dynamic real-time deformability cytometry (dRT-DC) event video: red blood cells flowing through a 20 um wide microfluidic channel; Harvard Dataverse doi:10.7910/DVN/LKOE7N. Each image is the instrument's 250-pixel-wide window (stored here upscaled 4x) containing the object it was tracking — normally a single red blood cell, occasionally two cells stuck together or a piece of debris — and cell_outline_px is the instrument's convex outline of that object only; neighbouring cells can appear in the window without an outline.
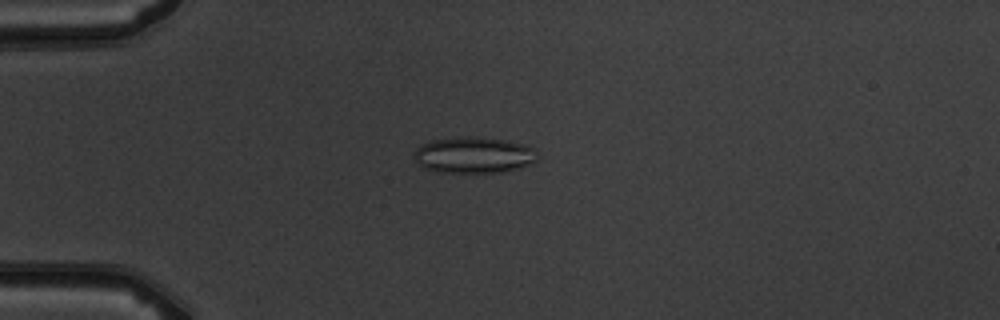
{"species": "common noctule bat (a hibernating species)", "species_latin": "Nyctalus noctula", "temperature_condition": "warm", "stored_images_in_passage": 3, "camera_frame_rate_fps": 3000, "um_per_image_px": 0.085, "animal": {"sex": "male", "body_mass_g": 19.5, "forearm_length_mm": 54.6}, "frame": {"image": 1, "passage_image": 2, "time_ms": 1.0, "image_size_px": [1000, 320], "cell_outline_px": [[536, 160], [532, 164], [520, 168], [504, 172], [440, 172], [424, 168], [416, 160], [416, 148], [432, 140], [460, 136], [476, 136], [508, 140], [528, 144], [532, 148], [536, 156]], "centroid_in_image_um": [40.32, 13.16], "position_along_channel_um": 44.7, "area_um2": 26.07}}